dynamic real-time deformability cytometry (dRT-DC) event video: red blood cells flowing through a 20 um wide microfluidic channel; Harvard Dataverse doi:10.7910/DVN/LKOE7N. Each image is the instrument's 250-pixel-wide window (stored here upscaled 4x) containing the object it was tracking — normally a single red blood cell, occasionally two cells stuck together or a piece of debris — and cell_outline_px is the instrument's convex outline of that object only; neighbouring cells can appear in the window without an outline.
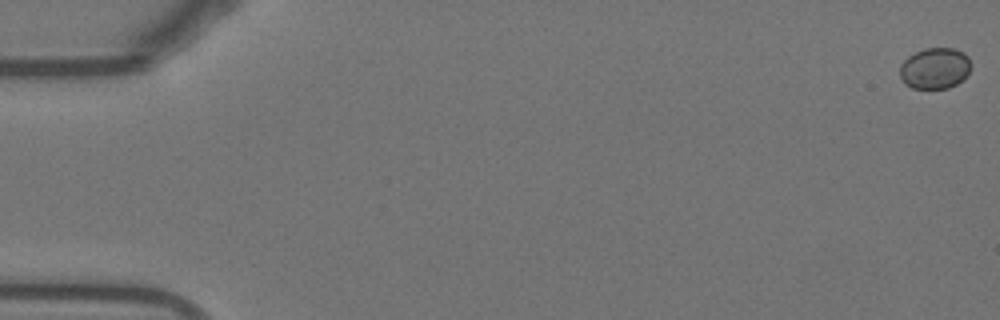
{"species": "Egyptian fruit bat (a non-hibernating species)", "species_latin": "Rousettus aegyptiacus", "temperature_condition": "warm", "stored_images_in_passage": 25, "camera_frame_rate_fps": 3000, "um_per_image_px": 0.085, "animal": {"sex": "female"}, "frame": {"image": 1, "passage_image": 1, "time_ms": 0.0, "image_size_px": [1000, 320], "cell_outline_px": [[972, 64], [968, 72], [956, 84], [948, 88], [912, 88], [904, 84], [900, 76], [900, 64], [908, 56], [924, 48], [952, 48], [964, 52], [968, 56]], "centroid_in_image_um": [79.45, 5.79], "position_along_channel_um": 5.6, "area_um2": 17.05}}
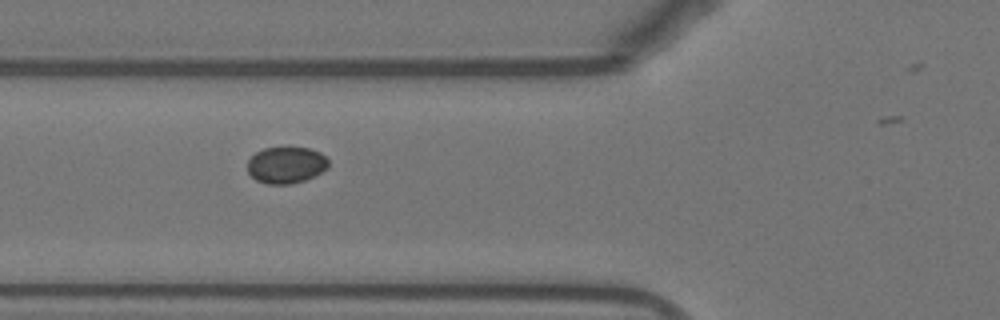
{"frame": {"image": 2, "passage_image": 21, "time_ms": 6.667, "image_size_px": [1000, 320], "cell_outline_px": [[328, 168], [304, 180], [288, 184], [268, 184], [256, 180], [248, 172], [248, 160], [256, 152], [264, 148], [308, 148], [320, 152], [328, 160]], "centroid_in_image_um": [24.31, 14.02], "position_along_channel_um": 101.5, "area_um2": 16.99}}
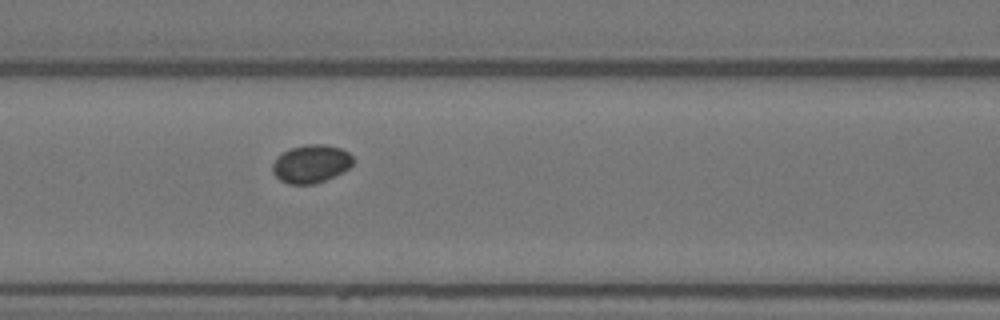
{"frame": {"image": 3, "passage_image": 24, "time_ms": 7.667, "image_size_px": [1000, 320], "cell_outline_px": [[352, 164], [348, 168], [316, 184], [288, 184], [280, 180], [272, 172], [272, 164], [276, 156], [280, 152], [292, 148], [308, 144], [324, 144], [340, 148], [348, 152], [352, 156]], "centroid_in_image_um": [26.38, 13.92], "position_along_channel_um": 140.2, "area_um2": 17.8}}